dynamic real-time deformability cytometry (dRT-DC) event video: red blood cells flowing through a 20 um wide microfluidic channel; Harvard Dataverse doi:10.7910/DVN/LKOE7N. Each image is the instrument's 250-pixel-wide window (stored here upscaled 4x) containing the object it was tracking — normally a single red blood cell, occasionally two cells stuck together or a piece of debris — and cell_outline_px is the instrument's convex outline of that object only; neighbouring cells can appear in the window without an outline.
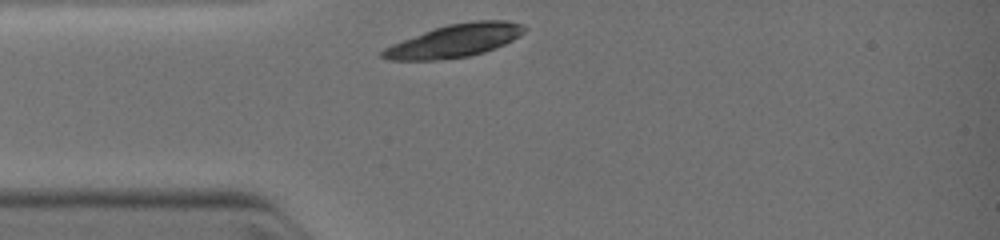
{"species": "common noctule bat (a hibernating species)", "species_latin": "Nyctalus noctula", "temperature_condition": "warm", "stored_images_in_passage": 4, "camera_frame_rate_fps": 3000, "um_per_image_px": 0.085, "animal": {"sex": "female", "body_mass_g": 19.0, "forearm_length_mm": 51.5}, "frame": {"image": 1, "passage_image": 1, "time_ms": 0.0, "image_size_px": [1000, 240], "cell_outline_px": [[528, 28], [524, 32], [512, 40], [504, 44], [484, 52], [468, 56], [436, 60], [388, 60], [380, 56], [380, 52], [384, 48], [392, 44], [424, 32], [448, 24], [476, 20], [504, 20], [520, 24]], "centroid_in_image_um": [38.64, 3.46], "position_along_channel_um": 46.4, "area_um2": 26.88}}
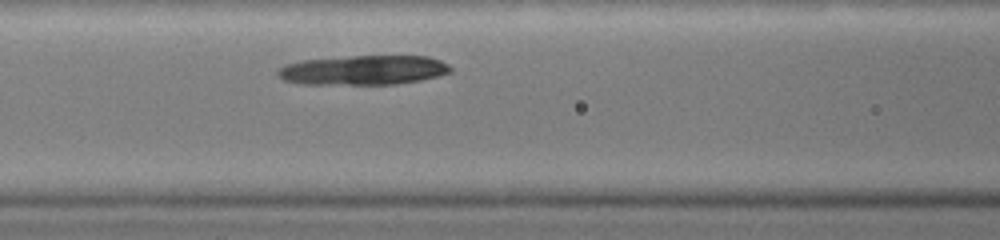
{"frame": {"image": 2, "passage_image": 4, "time_ms": 2.0, "image_size_px": [1000, 240], "cell_outline_px": [[452, 72], [420, 80], [396, 84], [304, 84], [284, 80], [276, 72], [280, 68], [288, 64], [304, 60], [352, 56], [428, 56], [440, 60], [448, 64], [452, 68]], "centroid_in_image_um": [30.94, 5.96], "position_along_channel_um": 135.7, "area_um2": 29.48}}